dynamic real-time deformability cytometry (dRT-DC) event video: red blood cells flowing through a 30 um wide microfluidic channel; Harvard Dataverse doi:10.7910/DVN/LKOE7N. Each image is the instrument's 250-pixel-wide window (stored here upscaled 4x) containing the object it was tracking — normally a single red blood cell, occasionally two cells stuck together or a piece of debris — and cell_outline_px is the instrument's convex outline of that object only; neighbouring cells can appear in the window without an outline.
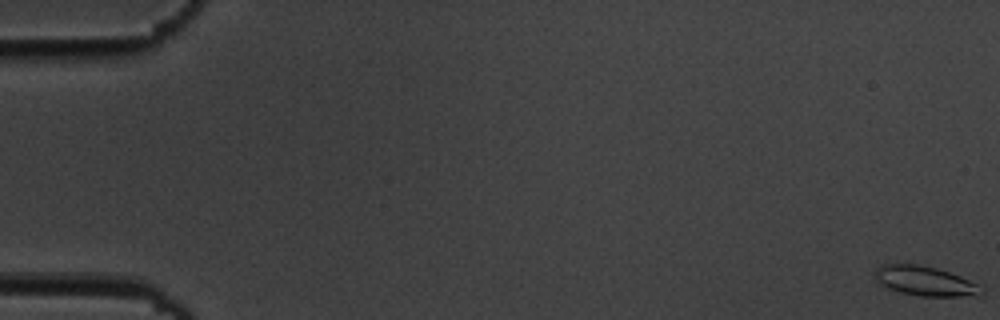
{"species": "common noctule bat (a hibernating species)", "species_latin": "Nyctalus noctula", "temperature_condition": "cold", "stored_images_in_passage": 12, "camera_frame_rate_fps": 3000, "um_per_image_px": 0.085, "animal": {"sex": "male", "body_mass_g": 19.5, "forearm_length_mm": 54.6}, "frame": {"image": 1, "passage_image": 1, "time_ms": 0.0, "image_size_px": [1000, 320], "cell_outline_px": [[984, 292], [980, 296], [920, 296], [900, 292], [888, 288], [876, 280], [872, 276], [876, 268], [884, 264], [896, 260], [936, 268], [960, 276], [980, 284], [984, 288]], "centroid_in_image_um": [78.6, 23.86], "position_along_channel_um": 6.4, "area_um2": 18.96}}
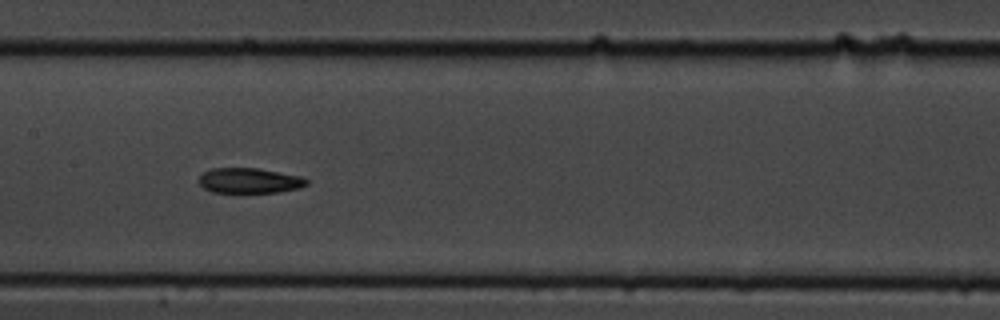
{"frame": {"image": 2, "passage_image": 9, "time_ms": 9.667, "image_size_px": [1000, 320], "cell_outline_px": [[308, 184], [300, 188], [276, 192], [212, 192], [204, 188], [200, 184], [200, 176], [204, 172], [212, 168], [256, 168], [304, 176], [308, 180]], "centroid_in_image_um": [21.25, 15.34], "position_along_channel_um": 186.2, "area_um2": 15.78}}
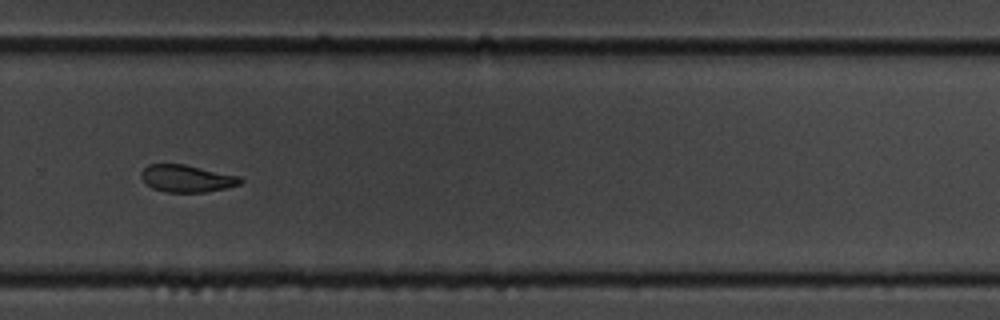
{"frame": {"image": 3, "passage_image": 12, "time_ms": 13.333, "image_size_px": [1000, 320], "cell_outline_px": [[244, 180], [240, 184], [224, 188], [204, 192], [164, 192], [152, 188], [140, 176], [140, 172], [148, 164], [184, 164], [240, 176]], "centroid_in_image_um": [15.87, 15.16], "position_along_channel_um": 313.9, "area_um2": 15.66}}